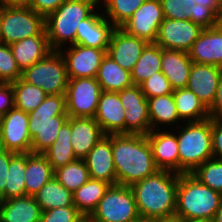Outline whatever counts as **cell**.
<instances>
[{
	"label": "cell",
	"mask_w": 222,
	"mask_h": 222,
	"mask_svg": "<svg viewBox=\"0 0 222 222\" xmlns=\"http://www.w3.org/2000/svg\"><path fill=\"white\" fill-rule=\"evenodd\" d=\"M192 64L188 52L161 48V72L173 90L186 88Z\"/></svg>",
	"instance_id": "obj_23"
},
{
	"label": "cell",
	"mask_w": 222,
	"mask_h": 222,
	"mask_svg": "<svg viewBox=\"0 0 222 222\" xmlns=\"http://www.w3.org/2000/svg\"><path fill=\"white\" fill-rule=\"evenodd\" d=\"M116 27L104 16L99 6L77 27L75 44L85 47L108 50L110 38Z\"/></svg>",
	"instance_id": "obj_15"
},
{
	"label": "cell",
	"mask_w": 222,
	"mask_h": 222,
	"mask_svg": "<svg viewBox=\"0 0 222 222\" xmlns=\"http://www.w3.org/2000/svg\"><path fill=\"white\" fill-rule=\"evenodd\" d=\"M101 92L96 77L69 78L65 92L67 115L94 118Z\"/></svg>",
	"instance_id": "obj_10"
},
{
	"label": "cell",
	"mask_w": 222,
	"mask_h": 222,
	"mask_svg": "<svg viewBox=\"0 0 222 222\" xmlns=\"http://www.w3.org/2000/svg\"><path fill=\"white\" fill-rule=\"evenodd\" d=\"M118 93L125 109L148 106L147 98L143 94L140 85H132Z\"/></svg>",
	"instance_id": "obj_44"
},
{
	"label": "cell",
	"mask_w": 222,
	"mask_h": 222,
	"mask_svg": "<svg viewBox=\"0 0 222 222\" xmlns=\"http://www.w3.org/2000/svg\"><path fill=\"white\" fill-rule=\"evenodd\" d=\"M100 0H65L45 18V30L52 51L74 45L78 24L88 18Z\"/></svg>",
	"instance_id": "obj_4"
},
{
	"label": "cell",
	"mask_w": 222,
	"mask_h": 222,
	"mask_svg": "<svg viewBox=\"0 0 222 222\" xmlns=\"http://www.w3.org/2000/svg\"><path fill=\"white\" fill-rule=\"evenodd\" d=\"M188 54L193 63L222 68V25L203 29Z\"/></svg>",
	"instance_id": "obj_21"
},
{
	"label": "cell",
	"mask_w": 222,
	"mask_h": 222,
	"mask_svg": "<svg viewBox=\"0 0 222 222\" xmlns=\"http://www.w3.org/2000/svg\"><path fill=\"white\" fill-rule=\"evenodd\" d=\"M173 131L178 140L179 174H191L213 157L212 117L199 122H183Z\"/></svg>",
	"instance_id": "obj_5"
},
{
	"label": "cell",
	"mask_w": 222,
	"mask_h": 222,
	"mask_svg": "<svg viewBox=\"0 0 222 222\" xmlns=\"http://www.w3.org/2000/svg\"><path fill=\"white\" fill-rule=\"evenodd\" d=\"M35 200L43 211L58 207L73 206V193L55 177L49 180L35 195Z\"/></svg>",
	"instance_id": "obj_33"
},
{
	"label": "cell",
	"mask_w": 222,
	"mask_h": 222,
	"mask_svg": "<svg viewBox=\"0 0 222 222\" xmlns=\"http://www.w3.org/2000/svg\"><path fill=\"white\" fill-rule=\"evenodd\" d=\"M141 90L146 98L173 93L169 80L162 72H155L140 84Z\"/></svg>",
	"instance_id": "obj_42"
},
{
	"label": "cell",
	"mask_w": 222,
	"mask_h": 222,
	"mask_svg": "<svg viewBox=\"0 0 222 222\" xmlns=\"http://www.w3.org/2000/svg\"><path fill=\"white\" fill-rule=\"evenodd\" d=\"M29 115L31 153H43L55 142L62 125L68 120L65 94L48 95Z\"/></svg>",
	"instance_id": "obj_6"
},
{
	"label": "cell",
	"mask_w": 222,
	"mask_h": 222,
	"mask_svg": "<svg viewBox=\"0 0 222 222\" xmlns=\"http://www.w3.org/2000/svg\"><path fill=\"white\" fill-rule=\"evenodd\" d=\"M222 194L200 183L191 174H179L175 219L181 222L213 220Z\"/></svg>",
	"instance_id": "obj_3"
},
{
	"label": "cell",
	"mask_w": 222,
	"mask_h": 222,
	"mask_svg": "<svg viewBox=\"0 0 222 222\" xmlns=\"http://www.w3.org/2000/svg\"><path fill=\"white\" fill-rule=\"evenodd\" d=\"M28 124V113L16 107L10 109L3 115L0 148L13 153H31Z\"/></svg>",
	"instance_id": "obj_11"
},
{
	"label": "cell",
	"mask_w": 222,
	"mask_h": 222,
	"mask_svg": "<svg viewBox=\"0 0 222 222\" xmlns=\"http://www.w3.org/2000/svg\"><path fill=\"white\" fill-rule=\"evenodd\" d=\"M146 0H100L104 16L120 28Z\"/></svg>",
	"instance_id": "obj_37"
},
{
	"label": "cell",
	"mask_w": 222,
	"mask_h": 222,
	"mask_svg": "<svg viewBox=\"0 0 222 222\" xmlns=\"http://www.w3.org/2000/svg\"><path fill=\"white\" fill-rule=\"evenodd\" d=\"M163 20L160 0H146L120 28L129 35L155 42Z\"/></svg>",
	"instance_id": "obj_12"
},
{
	"label": "cell",
	"mask_w": 222,
	"mask_h": 222,
	"mask_svg": "<svg viewBox=\"0 0 222 222\" xmlns=\"http://www.w3.org/2000/svg\"><path fill=\"white\" fill-rule=\"evenodd\" d=\"M164 18L172 20L189 19L184 13V0H160Z\"/></svg>",
	"instance_id": "obj_45"
},
{
	"label": "cell",
	"mask_w": 222,
	"mask_h": 222,
	"mask_svg": "<svg viewBox=\"0 0 222 222\" xmlns=\"http://www.w3.org/2000/svg\"><path fill=\"white\" fill-rule=\"evenodd\" d=\"M220 25H222V15H221V17H220Z\"/></svg>",
	"instance_id": "obj_60"
},
{
	"label": "cell",
	"mask_w": 222,
	"mask_h": 222,
	"mask_svg": "<svg viewBox=\"0 0 222 222\" xmlns=\"http://www.w3.org/2000/svg\"><path fill=\"white\" fill-rule=\"evenodd\" d=\"M212 150L214 158H222V117H212Z\"/></svg>",
	"instance_id": "obj_46"
},
{
	"label": "cell",
	"mask_w": 222,
	"mask_h": 222,
	"mask_svg": "<svg viewBox=\"0 0 222 222\" xmlns=\"http://www.w3.org/2000/svg\"><path fill=\"white\" fill-rule=\"evenodd\" d=\"M54 177L72 193L90 179L84 159H77L54 172Z\"/></svg>",
	"instance_id": "obj_38"
},
{
	"label": "cell",
	"mask_w": 222,
	"mask_h": 222,
	"mask_svg": "<svg viewBox=\"0 0 222 222\" xmlns=\"http://www.w3.org/2000/svg\"><path fill=\"white\" fill-rule=\"evenodd\" d=\"M154 162L159 170L179 174L177 135L172 129L151 130L147 134Z\"/></svg>",
	"instance_id": "obj_16"
},
{
	"label": "cell",
	"mask_w": 222,
	"mask_h": 222,
	"mask_svg": "<svg viewBox=\"0 0 222 222\" xmlns=\"http://www.w3.org/2000/svg\"><path fill=\"white\" fill-rule=\"evenodd\" d=\"M112 152L118 185L131 187L159 170L147 135L112 134Z\"/></svg>",
	"instance_id": "obj_1"
},
{
	"label": "cell",
	"mask_w": 222,
	"mask_h": 222,
	"mask_svg": "<svg viewBox=\"0 0 222 222\" xmlns=\"http://www.w3.org/2000/svg\"><path fill=\"white\" fill-rule=\"evenodd\" d=\"M14 107V91L11 83L0 82V114L5 115Z\"/></svg>",
	"instance_id": "obj_48"
},
{
	"label": "cell",
	"mask_w": 222,
	"mask_h": 222,
	"mask_svg": "<svg viewBox=\"0 0 222 222\" xmlns=\"http://www.w3.org/2000/svg\"><path fill=\"white\" fill-rule=\"evenodd\" d=\"M26 153H16L8 167L4 200L26 195L25 187Z\"/></svg>",
	"instance_id": "obj_35"
},
{
	"label": "cell",
	"mask_w": 222,
	"mask_h": 222,
	"mask_svg": "<svg viewBox=\"0 0 222 222\" xmlns=\"http://www.w3.org/2000/svg\"><path fill=\"white\" fill-rule=\"evenodd\" d=\"M21 78L48 95L65 94L69 80L64 58L59 51H51L44 59L25 69Z\"/></svg>",
	"instance_id": "obj_8"
},
{
	"label": "cell",
	"mask_w": 222,
	"mask_h": 222,
	"mask_svg": "<svg viewBox=\"0 0 222 222\" xmlns=\"http://www.w3.org/2000/svg\"><path fill=\"white\" fill-rule=\"evenodd\" d=\"M155 72H161V47L149 42L130 72L133 85H140Z\"/></svg>",
	"instance_id": "obj_34"
},
{
	"label": "cell",
	"mask_w": 222,
	"mask_h": 222,
	"mask_svg": "<svg viewBox=\"0 0 222 222\" xmlns=\"http://www.w3.org/2000/svg\"><path fill=\"white\" fill-rule=\"evenodd\" d=\"M30 0H3V6H29Z\"/></svg>",
	"instance_id": "obj_51"
},
{
	"label": "cell",
	"mask_w": 222,
	"mask_h": 222,
	"mask_svg": "<svg viewBox=\"0 0 222 222\" xmlns=\"http://www.w3.org/2000/svg\"><path fill=\"white\" fill-rule=\"evenodd\" d=\"M82 214L75 205L58 207L41 213L40 222H76Z\"/></svg>",
	"instance_id": "obj_43"
},
{
	"label": "cell",
	"mask_w": 222,
	"mask_h": 222,
	"mask_svg": "<svg viewBox=\"0 0 222 222\" xmlns=\"http://www.w3.org/2000/svg\"><path fill=\"white\" fill-rule=\"evenodd\" d=\"M173 97L182 122H199L210 118L208 108L188 88L173 90Z\"/></svg>",
	"instance_id": "obj_30"
},
{
	"label": "cell",
	"mask_w": 222,
	"mask_h": 222,
	"mask_svg": "<svg viewBox=\"0 0 222 222\" xmlns=\"http://www.w3.org/2000/svg\"><path fill=\"white\" fill-rule=\"evenodd\" d=\"M2 120H3V115L0 114V134L2 129Z\"/></svg>",
	"instance_id": "obj_57"
},
{
	"label": "cell",
	"mask_w": 222,
	"mask_h": 222,
	"mask_svg": "<svg viewBox=\"0 0 222 222\" xmlns=\"http://www.w3.org/2000/svg\"><path fill=\"white\" fill-rule=\"evenodd\" d=\"M213 220L214 222H222V202L220 204V207L216 211V214Z\"/></svg>",
	"instance_id": "obj_52"
},
{
	"label": "cell",
	"mask_w": 222,
	"mask_h": 222,
	"mask_svg": "<svg viewBox=\"0 0 222 222\" xmlns=\"http://www.w3.org/2000/svg\"><path fill=\"white\" fill-rule=\"evenodd\" d=\"M200 183L222 194V158L212 157L192 173Z\"/></svg>",
	"instance_id": "obj_39"
},
{
	"label": "cell",
	"mask_w": 222,
	"mask_h": 222,
	"mask_svg": "<svg viewBox=\"0 0 222 222\" xmlns=\"http://www.w3.org/2000/svg\"><path fill=\"white\" fill-rule=\"evenodd\" d=\"M162 220L155 219V218H144V217H139L133 222H161Z\"/></svg>",
	"instance_id": "obj_53"
},
{
	"label": "cell",
	"mask_w": 222,
	"mask_h": 222,
	"mask_svg": "<svg viewBox=\"0 0 222 222\" xmlns=\"http://www.w3.org/2000/svg\"><path fill=\"white\" fill-rule=\"evenodd\" d=\"M76 222H91L89 216L82 215Z\"/></svg>",
	"instance_id": "obj_54"
},
{
	"label": "cell",
	"mask_w": 222,
	"mask_h": 222,
	"mask_svg": "<svg viewBox=\"0 0 222 222\" xmlns=\"http://www.w3.org/2000/svg\"><path fill=\"white\" fill-rule=\"evenodd\" d=\"M9 46L22 72L37 61L44 59L52 51L47 36H33Z\"/></svg>",
	"instance_id": "obj_26"
},
{
	"label": "cell",
	"mask_w": 222,
	"mask_h": 222,
	"mask_svg": "<svg viewBox=\"0 0 222 222\" xmlns=\"http://www.w3.org/2000/svg\"><path fill=\"white\" fill-rule=\"evenodd\" d=\"M90 178L117 184L112 152V134L103 136L84 158Z\"/></svg>",
	"instance_id": "obj_17"
},
{
	"label": "cell",
	"mask_w": 222,
	"mask_h": 222,
	"mask_svg": "<svg viewBox=\"0 0 222 222\" xmlns=\"http://www.w3.org/2000/svg\"><path fill=\"white\" fill-rule=\"evenodd\" d=\"M110 184L90 178L78 190L73 192V203L84 216H91Z\"/></svg>",
	"instance_id": "obj_32"
},
{
	"label": "cell",
	"mask_w": 222,
	"mask_h": 222,
	"mask_svg": "<svg viewBox=\"0 0 222 222\" xmlns=\"http://www.w3.org/2000/svg\"><path fill=\"white\" fill-rule=\"evenodd\" d=\"M70 138L71 117H69L60 128L55 142L42 153L47 158L54 171L77 160L72 149Z\"/></svg>",
	"instance_id": "obj_31"
},
{
	"label": "cell",
	"mask_w": 222,
	"mask_h": 222,
	"mask_svg": "<svg viewBox=\"0 0 222 222\" xmlns=\"http://www.w3.org/2000/svg\"><path fill=\"white\" fill-rule=\"evenodd\" d=\"M161 222H181L180 220L172 219V220H163Z\"/></svg>",
	"instance_id": "obj_56"
},
{
	"label": "cell",
	"mask_w": 222,
	"mask_h": 222,
	"mask_svg": "<svg viewBox=\"0 0 222 222\" xmlns=\"http://www.w3.org/2000/svg\"><path fill=\"white\" fill-rule=\"evenodd\" d=\"M124 111L118 92L102 91L94 119L105 135L125 134Z\"/></svg>",
	"instance_id": "obj_19"
},
{
	"label": "cell",
	"mask_w": 222,
	"mask_h": 222,
	"mask_svg": "<svg viewBox=\"0 0 222 222\" xmlns=\"http://www.w3.org/2000/svg\"><path fill=\"white\" fill-rule=\"evenodd\" d=\"M1 24H2V6H0V35H1Z\"/></svg>",
	"instance_id": "obj_55"
},
{
	"label": "cell",
	"mask_w": 222,
	"mask_h": 222,
	"mask_svg": "<svg viewBox=\"0 0 222 222\" xmlns=\"http://www.w3.org/2000/svg\"><path fill=\"white\" fill-rule=\"evenodd\" d=\"M65 0H30L29 7L46 18L54 12Z\"/></svg>",
	"instance_id": "obj_47"
},
{
	"label": "cell",
	"mask_w": 222,
	"mask_h": 222,
	"mask_svg": "<svg viewBox=\"0 0 222 222\" xmlns=\"http://www.w3.org/2000/svg\"><path fill=\"white\" fill-rule=\"evenodd\" d=\"M188 222H214V220L188 221Z\"/></svg>",
	"instance_id": "obj_58"
},
{
	"label": "cell",
	"mask_w": 222,
	"mask_h": 222,
	"mask_svg": "<svg viewBox=\"0 0 222 222\" xmlns=\"http://www.w3.org/2000/svg\"><path fill=\"white\" fill-rule=\"evenodd\" d=\"M146 40L127 34L121 28L112 32L107 54L123 69L131 72L148 44Z\"/></svg>",
	"instance_id": "obj_18"
},
{
	"label": "cell",
	"mask_w": 222,
	"mask_h": 222,
	"mask_svg": "<svg viewBox=\"0 0 222 222\" xmlns=\"http://www.w3.org/2000/svg\"><path fill=\"white\" fill-rule=\"evenodd\" d=\"M147 102L151 130L174 129L183 123L179 119L173 93L147 98Z\"/></svg>",
	"instance_id": "obj_25"
},
{
	"label": "cell",
	"mask_w": 222,
	"mask_h": 222,
	"mask_svg": "<svg viewBox=\"0 0 222 222\" xmlns=\"http://www.w3.org/2000/svg\"><path fill=\"white\" fill-rule=\"evenodd\" d=\"M204 28L191 20L164 18L160 24L155 43L164 49L188 52Z\"/></svg>",
	"instance_id": "obj_14"
},
{
	"label": "cell",
	"mask_w": 222,
	"mask_h": 222,
	"mask_svg": "<svg viewBox=\"0 0 222 222\" xmlns=\"http://www.w3.org/2000/svg\"><path fill=\"white\" fill-rule=\"evenodd\" d=\"M184 13L202 28L220 25L222 0H184Z\"/></svg>",
	"instance_id": "obj_29"
},
{
	"label": "cell",
	"mask_w": 222,
	"mask_h": 222,
	"mask_svg": "<svg viewBox=\"0 0 222 222\" xmlns=\"http://www.w3.org/2000/svg\"><path fill=\"white\" fill-rule=\"evenodd\" d=\"M96 80L102 91L106 92H119L133 85L131 73L123 69L107 53L98 68Z\"/></svg>",
	"instance_id": "obj_28"
},
{
	"label": "cell",
	"mask_w": 222,
	"mask_h": 222,
	"mask_svg": "<svg viewBox=\"0 0 222 222\" xmlns=\"http://www.w3.org/2000/svg\"><path fill=\"white\" fill-rule=\"evenodd\" d=\"M22 71L9 45L0 43V82L13 83L20 79Z\"/></svg>",
	"instance_id": "obj_41"
},
{
	"label": "cell",
	"mask_w": 222,
	"mask_h": 222,
	"mask_svg": "<svg viewBox=\"0 0 222 222\" xmlns=\"http://www.w3.org/2000/svg\"><path fill=\"white\" fill-rule=\"evenodd\" d=\"M59 52L64 58L68 78H93L96 77L107 50L74 44Z\"/></svg>",
	"instance_id": "obj_13"
},
{
	"label": "cell",
	"mask_w": 222,
	"mask_h": 222,
	"mask_svg": "<svg viewBox=\"0 0 222 222\" xmlns=\"http://www.w3.org/2000/svg\"><path fill=\"white\" fill-rule=\"evenodd\" d=\"M210 117H222V73L213 104L208 108Z\"/></svg>",
	"instance_id": "obj_50"
},
{
	"label": "cell",
	"mask_w": 222,
	"mask_h": 222,
	"mask_svg": "<svg viewBox=\"0 0 222 222\" xmlns=\"http://www.w3.org/2000/svg\"><path fill=\"white\" fill-rule=\"evenodd\" d=\"M221 73V67L193 63L186 88L209 108L215 100Z\"/></svg>",
	"instance_id": "obj_20"
},
{
	"label": "cell",
	"mask_w": 222,
	"mask_h": 222,
	"mask_svg": "<svg viewBox=\"0 0 222 222\" xmlns=\"http://www.w3.org/2000/svg\"><path fill=\"white\" fill-rule=\"evenodd\" d=\"M179 174L158 170L131 186L140 217L175 219Z\"/></svg>",
	"instance_id": "obj_2"
},
{
	"label": "cell",
	"mask_w": 222,
	"mask_h": 222,
	"mask_svg": "<svg viewBox=\"0 0 222 222\" xmlns=\"http://www.w3.org/2000/svg\"><path fill=\"white\" fill-rule=\"evenodd\" d=\"M0 6H3V0H0Z\"/></svg>",
	"instance_id": "obj_59"
},
{
	"label": "cell",
	"mask_w": 222,
	"mask_h": 222,
	"mask_svg": "<svg viewBox=\"0 0 222 222\" xmlns=\"http://www.w3.org/2000/svg\"><path fill=\"white\" fill-rule=\"evenodd\" d=\"M54 170L42 153H26V195L34 196L54 177Z\"/></svg>",
	"instance_id": "obj_27"
},
{
	"label": "cell",
	"mask_w": 222,
	"mask_h": 222,
	"mask_svg": "<svg viewBox=\"0 0 222 222\" xmlns=\"http://www.w3.org/2000/svg\"><path fill=\"white\" fill-rule=\"evenodd\" d=\"M133 190L129 186L110 185L91 214V222H133L139 218Z\"/></svg>",
	"instance_id": "obj_9"
},
{
	"label": "cell",
	"mask_w": 222,
	"mask_h": 222,
	"mask_svg": "<svg viewBox=\"0 0 222 222\" xmlns=\"http://www.w3.org/2000/svg\"><path fill=\"white\" fill-rule=\"evenodd\" d=\"M125 134L147 135L151 131L148 106L125 109Z\"/></svg>",
	"instance_id": "obj_40"
},
{
	"label": "cell",
	"mask_w": 222,
	"mask_h": 222,
	"mask_svg": "<svg viewBox=\"0 0 222 222\" xmlns=\"http://www.w3.org/2000/svg\"><path fill=\"white\" fill-rule=\"evenodd\" d=\"M11 151L0 148V200H4V189L10 159L15 155Z\"/></svg>",
	"instance_id": "obj_49"
},
{
	"label": "cell",
	"mask_w": 222,
	"mask_h": 222,
	"mask_svg": "<svg viewBox=\"0 0 222 222\" xmlns=\"http://www.w3.org/2000/svg\"><path fill=\"white\" fill-rule=\"evenodd\" d=\"M33 36H47L42 15L29 6H2L0 43L10 45Z\"/></svg>",
	"instance_id": "obj_7"
},
{
	"label": "cell",
	"mask_w": 222,
	"mask_h": 222,
	"mask_svg": "<svg viewBox=\"0 0 222 222\" xmlns=\"http://www.w3.org/2000/svg\"><path fill=\"white\" fill-rule=\"evenodd\" d=\"M11 84L14 91V107L26 113L34 111L48 96L42 89L22 78Z\"/></svg>",
	"instance_id": "obj_36"
},
{
	"label": "cell",
	"mask_w": 222,
	"mask_h": 222,
	"mask_svg": "<svg viewBox=\"0 0 222 222\" xmlns=\"http://www.w3.org/2000/svg\"><path fill=\"white\" fill-rule=\"evenodd\" d=\"M105 134L94 118L71 117V144L77 159H84Z\"/></svg>",
	"instance_id": "obj_22"
},
{
	"label": "cell",
	"mask_w": 222,
	"mask_h": 222,
	"mask_svg": "<svg viewBox=\"0 0 222 222\" xmlns=\"http://www.w3.org/2000/svg\"><path fill=\"white\" fill-rule=\"evenodd\" d=\"M41 213L34 196L0 200V222H40Z\"/></svg>",
	"instance_id": "obj_24"
}]
</instances>
